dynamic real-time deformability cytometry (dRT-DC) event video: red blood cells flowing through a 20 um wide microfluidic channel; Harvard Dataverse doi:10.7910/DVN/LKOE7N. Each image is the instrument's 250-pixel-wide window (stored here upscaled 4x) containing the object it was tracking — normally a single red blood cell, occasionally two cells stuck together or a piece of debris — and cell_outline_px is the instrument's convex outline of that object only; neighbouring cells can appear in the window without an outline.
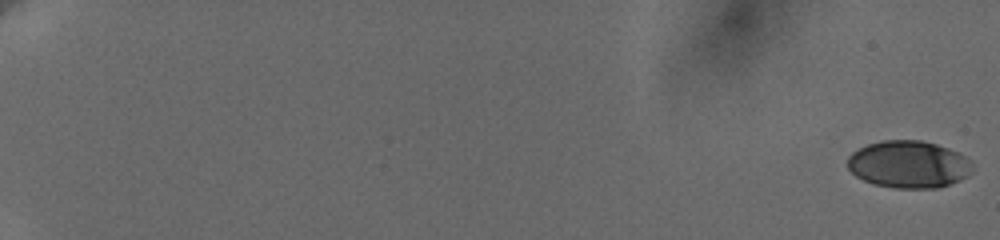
{"species": "human", "species_latin": "Homo sapiens", "temperature_condition": "cold", "stored_images_in_passage": 61, "camera_frame_rate_fps": 3000, "um_per_image_px": 0.085, "donor": {"sex": "female"}, "frame": {"image": 1, "passage_image": 1, "time_ms": 0.0, "image_size_px": [1000, 240], "cell_outline_px": [[972, 164], [968, 176], [960, 180], [936, 188], [896, 188], [872, 184], [856, 176], [848, 168], [848, 156], [852, 152], [868, 144], [880, 140], [920, 140], [936, 144], [948, 148], [964, 156]], "centroid_in_image_um": [77.2, 13.97], "position_along_channel_um": 7.8, "area_um2": 34.22}}
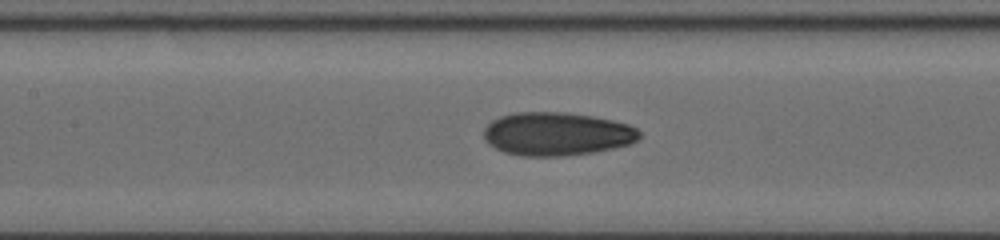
{"frame": {"image": 2, "passage_image": 33, "time_ms": 10.667, "image_size_px": [1000, 240], "cell_outline_px": [[640, 136], [632, 144], [592, 152], [564, 156], [520, 156], [504, 152], [488, 144], [484, 140], [484, 128], [492, 120], [500, 116], [516, 112], [564, 112], [592, 116], [612, 120], [628, 124], [636, 128], [640, 132]], "centroid_in_image_um": [47.3, 11.38], "position_along_channel_um": 160.1, "area_um2": 39.36}}
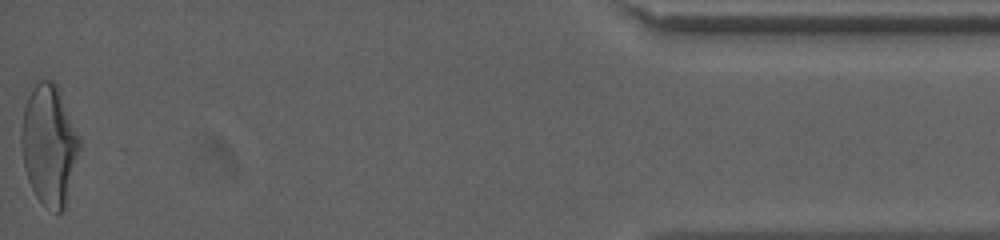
{"frame": {"image": 3, "passage_image": 61, "time_ms": 20.0, "image_size_px": [1000, 240], "cell_outline_px": [[80, 148], [64, 208], [60, 212], [56, 212], [44, 204], [36, 196], [28, 180], [24, 168], [20, 140], [20, 132], [24, 108], [28, 96], [32, 88], [40, 80], [52, 80], [56, 84], [60, 92], [80, 136]], "centroid_in_image_um": [4.16, 12.29], "position_along_channel_um": 431.0, "area_um2": 40.46}, "authors_computed_cell_mechanics": {"area_um2": 37.1654, "velocity_mm_per_s": 3.6473, "shape_relaxation_time_tau1_ms": 5.8589, "shape_relaxation_time_tau2_ms": 1.4784, "deformation_change_tau1": 0.2065, "deformation_change_tau2": 0.0713}}